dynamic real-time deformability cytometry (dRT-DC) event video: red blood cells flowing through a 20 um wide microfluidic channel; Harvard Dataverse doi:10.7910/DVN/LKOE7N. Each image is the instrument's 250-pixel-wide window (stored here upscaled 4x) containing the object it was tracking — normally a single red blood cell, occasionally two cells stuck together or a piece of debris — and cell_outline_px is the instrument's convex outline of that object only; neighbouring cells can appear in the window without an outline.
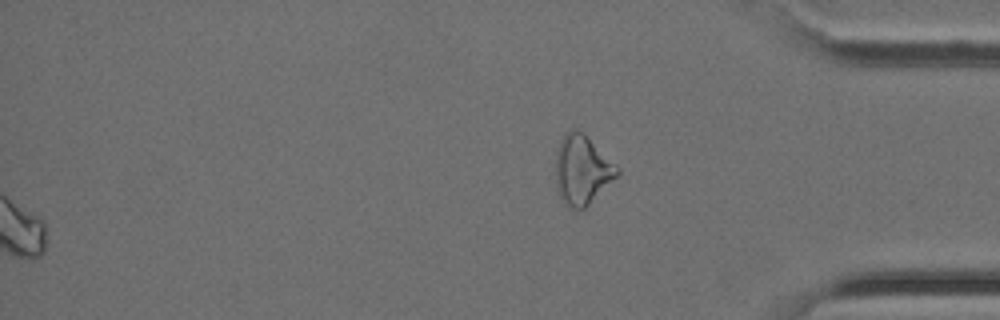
{"species": "Egyptian fruit bat (a non-hibernating species)", "species_latin": "Rousettus aegyptiacus", "temperature_condition": "cold", "stored_images_in_passage": 33, "segment_of_instrument_passage": [2, 2], "camera_frame_rate_fps": 3000, "um_per_image_px": 0.085, "animal": {"sex": "female"}, "frame": {"image": 1, "passage_image": 33, "time_ms": 10.667, "image_size_px": [1000, 320], "cell_outline_px": [[620, 172], [584, 208], [576, 212], [568, 208], [560, 200], [556, 188], [556, 152], [560, 140], [564, 132], [572, 128], [576, 128], [584, 132], [620, 168]], "centroid_in_image_um": [49.44, 14.42], "position_along_channel_um": 385.8, "area_um2": 25.2}}